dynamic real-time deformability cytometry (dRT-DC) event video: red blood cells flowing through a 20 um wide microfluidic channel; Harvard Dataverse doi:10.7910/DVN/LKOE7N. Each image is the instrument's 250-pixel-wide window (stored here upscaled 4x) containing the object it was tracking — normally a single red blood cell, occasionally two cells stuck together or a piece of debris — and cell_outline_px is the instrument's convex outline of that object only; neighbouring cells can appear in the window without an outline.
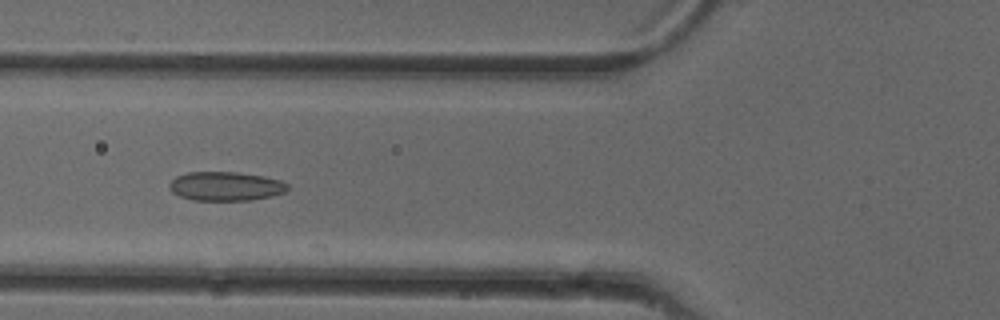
{"species": "common noctule bat (a hibernating species)", "species_latin": "Nyctalus noctula", "temperature_condition": "cold", "stored_images_in_passage": 47, "camera_frame_rate_fps": 3000, "um_per_image_px": 0.085, "animal": {"sex": "female"}, "frame": {"image": 1, "passage_image": 15, "time_ms": 4.667, "image_size_px": [1000, 320], "cell_outline_px": [[288, 188], [284, 192], [272, 196], [248, 200], [192, 200], [180, 196], [172, 192], [168, 184], [176, 176], [188, 172], [236, 172], [264, 176], [280, 180], [288, 184]], "centroid_in_image_um": [19.17, 15.82], "position_along_channel_um": 106.6, "area_um2": 19.94}}
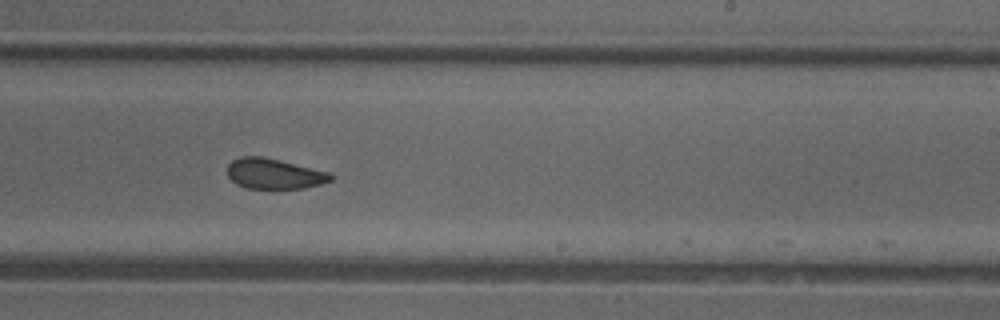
{"frame": {"image": 2, "passage_image": 27, "time_ms": 8.667, "image_size_px": [1000, 320], "cell_outline_px": [[332, 180], [320, 184], [304, 188], [248, 188], [236, 184], [228, 176], [228, 164], [232, 160], [240, 156], [260, 156], [332, 172]], "centroid_in_image_um": [23.31, 14.76], "position_along_channel_um": 265.7, "area_um2": 18.21}}
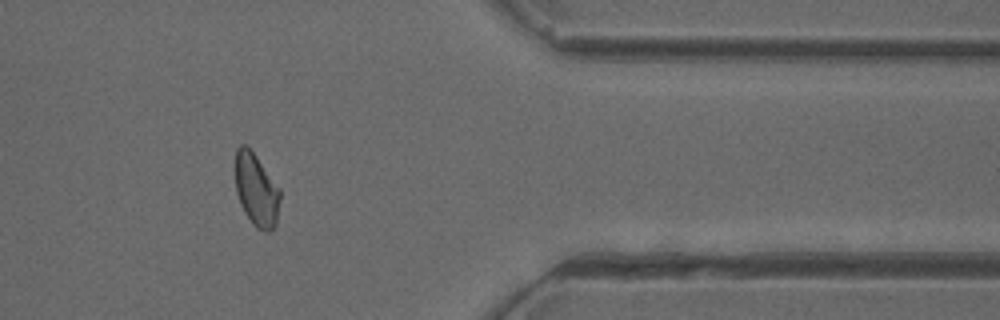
{"frame": {"image": 3, "passage_image": 38, "time_ms": 12.333, "image_size_px": [1000, 320], "cell_outline_px": [[280, 200], [276, 224], [268, 232], [264, 232], [256, 228], [252, 224], [244, 212], [240, 204], [236, 192], [236, 148], [240, 144], [244, 144], [256, 156], [280, 188]], "centroid_in_image_um": [21.79, 16.17], "position_along_channel_um": 389.6, "area_um2": 18.96}, "authors_computed_cell_mechanics": {"area_um2": 19.4208, "velocity_mm_per_s": 3.9818, "shape_relaxation_time_tau1_ms": 10.6939, "shape_relaxation_time_tau2_ms": 2.3749, "deformation_change_tau1": 0.1781, "deformation_change_tau2": 0.0691}}